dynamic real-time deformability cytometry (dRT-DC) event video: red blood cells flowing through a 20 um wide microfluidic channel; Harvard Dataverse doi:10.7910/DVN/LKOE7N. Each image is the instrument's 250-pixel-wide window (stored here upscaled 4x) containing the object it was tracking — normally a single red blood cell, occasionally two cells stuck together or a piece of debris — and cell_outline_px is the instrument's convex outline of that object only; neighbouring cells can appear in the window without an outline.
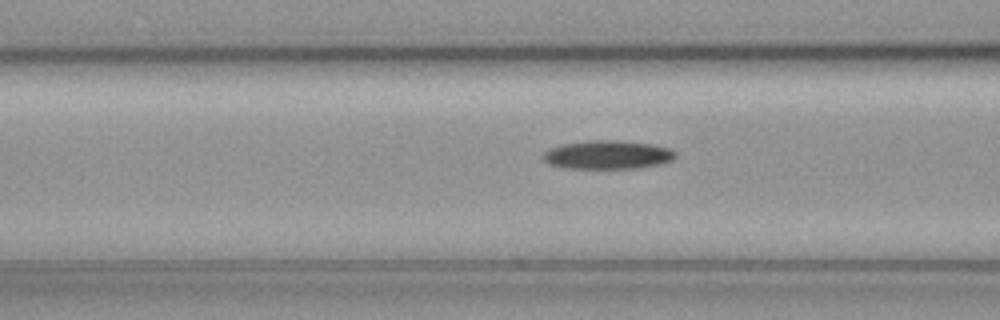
{"species": "common noctule bat (a hibernating species)", "species_latin": "Nyctalus noctula", "temperature_condition": "cold", "stored_images_in_passage": 10, "camera_frame_rate_fps": 3000, "um_per_image_px": 0.085, "animal": {"sex": "female", "body_mass_g": 19.3, "forearm_length_mm": 54.1}, "frame": {"image": 1, "passage_image": 7, "time_ms": 2.0, "image_size_px": [1000, 320], "cell_outline_px": [[676, 156], [672, 160], [664, 164], [640, 168], [568, 168], [548, 164], [540, 156], [548, 148], [564, 144], [588, 140], [612, 140], [648, 144], [668, 148], [676, 152]], "centroid_in_image_um": [51.63, 13.17], "position_along_channel_um": 115.0, "area_um2": 22.08}}